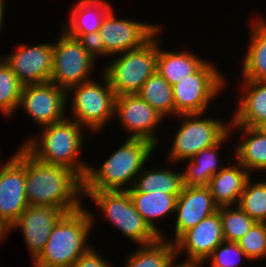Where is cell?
I'll return each mask as SVG.
<instances>
[{"instance_id":"obj_22","label":"cell","mask_w":266,"mask_h":267,"mask_svg":"<svg viewBox=\"0 0 266 267\" xmlns=\"http://www.w3.org/2000/svg\"><path fill=\"white\" fill-rule=\"evenodd\" d=\"M231 137L233 138L232 133L228 132L217 144L202 149L191 159H187L188 165L182 168L184 169L182 171L184 186H208L211 177L225 167L226 163L219 160V157H221L219 152H222L221 146L224 145V143L231 141H228Z\"/></svg>"},{"instance_id":"obj_39","label":"cell","mask_w":266,"mask_h":267,"mask_svg":"<svg viewBox=\"0 0 266 267\" xmlns=\"http://www.w3.org/2000/svg\"><path fill=\"white\" fill-rule=\"evenodd\" d=\"M9 234V228L2 222H0V244L4 242V238L8 237Z\"/></svg>"},{"instance_id":"obj_34","label":"cell","mask_w":266,"mask_h":267,"mask_svg":"<svg viewBox=\"0 0 266 267\" xmlns=\"http://www.w3.org/2000/svg\"><path fill=\"white\" fill-rule=\"evenodd\" d=\"M243 259L251 262L237 242L224 240L214 249L203 265L209 263L210 267H239L244 263Z\"/></svg>"},{"instance_id":"obj_12","label":"cell","mask_w":266,"mask_h":267,"mask_svg":"<svg viewBox=\"0 0 266 267\" xmlns=\"http://www.w3.org/2000/svg\"><path fill=\"white\" fill-rule=\"evenodd\" d=\"M112 8L105 16L99 35L103 40L106 58L134 50L148 42L161 25L117 18Z\"/></svg>"},{"instance_id":"obj_11","label":"cell","mask_w":266,"mask_h":267,"mask_svg":"<svg viewBox=\"0 0 266 267\" xmlns=\"http://www.w3.org/2000/svg\"><path fill=\"white\" fill-rule=\"evenodd\" d=\"M4 164L0 160V222L8 228L28 207L25 188V148L19 145Z\"/></svg>"},{"instance_id":"obj_3","label":"cell","mask_w":266,"mask_h":267,"mask_svg":"<svg viewBox=\"0 0 266 267\" xmlns=\"http://www.w3.org/2000/svg\"><path fill=\"white\" fill-rule=\"evenodd\" d=\"M156 148L147 140L126 138L101 166L88 165L83 193L129 190Z\"/></svg>"},{"instance_id":"obj_6","label":"cell","mask_w":266,"mask_h":267,"mask_svg":"<svg viewBox=\"0 0 266 267\" xmlns=\"http://www.w3.org/2000/svg\"><path fill=\"white\" fill-rule=\"evenodd\" d=\"M157 57L158 32L143 46L118 54L114 59L111 57L102 72L116 96L137 94L147 79L156 72Z\"/></svg>"},{"instance_id":"obj_4","label":"cell","mask_w":266,"mask_h":267,"mask_svg":"<svg viewBox=\"0 0 266 267\" xmlns=\"http://www.w3.org/2000/svg\"><path fill=\"white\" fill-rule=\"evenodd\" d=\"M97 213L85 205L65 213L51 230L42 252L32 262L33 267H72L80 256L93 247L92 242L88 243V238L98 222Z\"/></svg>"},{"instance_id":"obj_25","label":"cell","mask_w":266,"mask_h":267,"mask_svg":"<svg viewBox=\"0 0 266 267\" xmlns=\"http://www.w3.org/2000/svg\"><path fill=\"white\" fill-rule=\"evenodd\" d=\"M129 195L144 221L155 233L162 237L165 232L158 227L157 223L163 219L166 221L167 216L170 217L175 214L176 200L179 194H165L160 191L129 192Z\"/></svg>"},{"instance_id":"obj_19","label":"cell","mask_w":266,"mask_h":267,"mask_svg":"<svg viewBox=\"0 0 266 267\" xmlns=\"http://www.w3.org/2000/svg\"><path fill=\"white\" fill-rule=\"evenodd\" d=\"M241 95L236 100L232 121L236 125L263 128L266 126V81L243 80Z\"/></svg>"},{"instance_id":"obj_23","label":"cell","mask_w":266,"mask_h":267,"mask_svg":"<svg viewBox=\"0 0 266 267\" xmlns=\"http://www.w3.org/2000/svg\"><path fill=\"white\" fill-rule=\"evenodd\" d=\"M158 31V57L157 68L158 72L171 86L180 82L182 79L194 74L207 60L196 55L194 52L184 50H162L160 41V32Z\"/></svg>"},{"instance_id":"obj_16","label":"cell","mask_w":266,"mask_h":267,"mask_svg":"<svg viewBox=\"0 0 266 267\" xmlns=\"http://www.w3.org/2000/svg\"><path fill=\"white\" fill-rule=\"evenodd\" d=\"M64 214L60 208L49 205H28L9 227V233L16 229H20L23 233L31 262L42 252L51 230Z\"/></svg>"},{"instance_id":"obj_8","label":"cell","mask_w":266,"mask_h":267,"mask_svg":"<svg viewBox=\"0 0 266 267\" xmlns=\"http://www.w3.org/2000/svg\"><path fill=\"white\" fill-rule=\"evenodd\" d=\"M83 197L90 199L101 215H105V222L108 220L133 244L148 245L160 238L136 210L128 191H91L83 193Z\"/></svg>"},{"instance_id":"obj_38","label":"cell","mask_w":266,"mask_h":267,"mask_svg":"<svg viewBox=\"0 0 266 267\" xmlns=\"http://www.w3.org/2000/svg\"><path fill=\"white\" fill-rule=\"evenodd\" d=\"M5 0H0V32L3 30L4 21H5V11L7 10L5 7ZM1 35V34H0Z\"/></svg>"},{"instance_id":"obj_2","label":"cell","mask_w":266,"mask_h":267,"mask_svg":"<svg viewBox=\"0 0 266 267\" xmlns=\"http://www.w3.org/2000/svg\"><path fill=\"white\" fill-rule=\"evenodd\" d=\"M84 131L87 130L66 117L42 127L40 133L23 141L22 146L38 161L69 168L83 180L89 165L79 157L85 143Z\"/></svg>"},{"instance_id":"obj_33","label":"cell","mask_w":266,"mask_h":267,"mask_svg":"<svg viewBox=\"0 0 266 267\" xmlns=\"http://www.w3.org/2000/svg\"><path fill=\"white\" fill-rule=\"evenodd\" d=\"M250 261L266 259V223H255L237 242Z\"/></svg>"},{"instance_id":"obj_14","label":"cell","mask_w":266,"mask_h":267,"mask_svg":"<svg viewBox=\"0 0 266 267\" xmlns=\"http://www.w3.org/2000/svg\"><path fill=\"white\" fill-rule=\"evenodd\" d=\"M127 138L147 140L158 146L157 129L165 119L138 94L118 95L115 99V115ZM158 138V139H157Z\"/></svg>"},{"instance_id":"obj_10","label":"cell","mask_w":266,"mask_h":267,"mask_svg":"<svg viewBox=\"0 0 266 267\" xmlns=\"http://www.w3.org/2000/svg\"><path fill=\"white\" fill-rule=\"evenodd\" d=\"M59 36L58 40L53 42L50 82L67 92L70 88L95 78L92 72L96 61L76 38L68 36L63 30Z\"/></svg>"},{"instance_id":"obj_31","label":"cell","mask_w":266,"mask_h":267,"mask_svg":"<svg viewBox=\"0 0 266 267\" xmlns=\"http://www.w3.org/2000/svg\"><path fill=\"white\" fill-rule=\"evenodd\" d=\"M255 181V182H254ZM238 206L257 223H266V178L263 181L249 179Z\"/></svg>"},{"instance_id":"obj_24","label":"cell","mask_w":266,"mask_h":267,"mask_svg":"<svg viewBox=\"0 0 266 267\" xmlns=\"http://www.w3.org/2000/svg\"><path fill=\"white\" fill-rule=\"evenodd\" d=\"M249 27L250 41L242 61V80L266 81V19L255 16Z\"/></svg>"},{"instance_id":"obj_13","label":"cell","mask_w":266,"mask_h":267,"mask_svg":"<svg viewBox=\"0 0 266 267\" xmlns=\"http://www.w3.org/2000/svg\"><path fill=\"white\" fill-rule=\"evenodd\" d=\"M18 108L41 128L48 126L67 117L66 91L50 81L25 85Z\"/></svg>"},{"instance_id":"obj_18","label":"cell","mask_w":266,"mask_h":267,"mask_svg":"<svg viewBox=\"0 0 266 267\" xmlns=\"http://www.w3.org/2000/svg\"><path fill=\"white\" fill-rule=\"evenodd\" d=\"M207 186H184L176 200L173 233L161 238L174 243L185 231L196 226L201 220L218 211Z\"/></svg>"},{"instance_id":"obj_7","label":"cell","mask_w":266,"mask_h":267,"mask_svg":"<svg viewBox=\"0 0 266 267\" xmlns=\"http://www.w3.org/2000/svg\"><path fill=\"white\" fill-rule=\"evenodd\" d=\"M205 116L206 112L178 115L181 123L172 135L167 165L187 162L202 149L217 144L229 132L231 118L224 122L215 116Z\"/></svg>"},{"instance_id":"obj_28","label":"cell","mask_w":266,"mask_h":267,"mask_svg":"<svg viewBox=\"0 0 266 267\" xmlns=\"http://www.w3.org/2000/svg\"><path fill=\"white\" fill-rule=\"evenodd\" d=\"M128 254L124 267H170L177 259L174 243L161 237L154 243L138 245Z\"/></svg>"},{"instance_id":"obj_5","label":"cell","mask_w":266,"mask_h":267,"mask_svg":"<svg viewBox=\"0 0 266 267\" xmlns=\"http://www.w3.org/2000/svg\"><path fill=\"white\" fill-rule=\"evenodd\" d=\"M100 77V82L93 78L66 92L67 111L71 109L67 117L88 130V133H100L114 120L116 94L103 72Z\"/></svg>"},{"instance_id":"obj_9","label":"cell","mask_w":266,"mask_h":267,"mask_svg":"<svg viewBox=\"0 0 266 267\" xmlns=\"http://www.w3.org/2000/svg\"><path fill=\"white\" fill-rule=\"evenodd\" d=\"M216 66L208 59L194 74L172 86L174 116L207 113L210 103L227 85L225 74Z\"/></svg>"},{"instance_id":"obj_29","label":"cell","mask_w":266,"mask_h":267,"mask_svg":"<svg viewBox=\"0 0 266 267\" xmlns=\"http://www.w3.org/2000/svg\"><path fill=\"white\" fill-rule=\"evenodd\" d=\"M137 94L165 119L168 115L174 118L172 86L158 72L147 79Z\"/></svg>"},{"instance_id":"obj_37","label":"cell","mask_w":266,"mask_h":267,"mask_svg":"<svg viewBox=\"0 0 266 267\" xmlns=\"http://www.w3.org/2000/svg\"><path fill=\"white\" fill-rule=\"evenodd\" d=\"M178 263L177 259L174 261V263L170 267H203L202 263L197 262H190V261H184Z\"/></svg>"},{"instance_id":"obj_1","label":"cell","mask_w":266,"mask_h":267,"mask_svg":"<svg viewBox=\"0 0 266 267\" xmlns=\"http://www.w3.org/2000/svg\"><path fill=\"white\" fill-rule=\"evenodd\" d=\"M28 205H49L65 213L84 205L83 180L71 169L38 161L25 149Z\"/></svg>"},{"instance_id":"obj_20","label":"cell","mask_w":266,"mask_h":267,"mask_svg":"<svg viewBox=\"0 0 266 267\" xmlns=\"http://www.w3.org/2000/svg\"><path fill=\"white\" fill-rule=\"evenodd\" d=\"M232 130L238 134L240 133L243 139L242 142L238 141L234 143L233 157L249 171L252 176H254V171L256 173L257 171H260V173L266 172L265 129L236 125L230 119L229 132L233 134L234 132Z\"/></svg>"},{"instance_id":"obj_36","label":"cell","mask_w":266,"mask_h":267,"mask_svg":"<svg viewBox=\"0 0 266 267\" xmlns=\"http://www.w3.org/2000/svg\"><path fill=\"white\" fill-rule=\"evenodd\" d=\"M93 246L84 255L80 256L72 267H113L114 265ZM107 260V261H106Z\"/></svg>"},{"instance_id":"obj_21","label":"cell","mask_w":266,"mask_h":267,"mask_svg":"<svg viewBox=\"0 0 266 267\" xmlns=\"http://www.w3.org/2000/svg\"><path fill=\"white\" fill-rule=\"evenodd\" d=\"M228 161V165L211 177L208 189L218 207L238 205L240 196L247 181L252 177L236 159Z\"/></svg>"},{"instance_id":"obj_17","label":"cell","mask_w":266,"mask_h":267,"mask_svg":"<svg viewBox=\"0 0 266 267\" xmlns=\"http://www.w3.org/2000/svg\"><path fill=\"white\" fill-rule=\"evenodd\" d=\"M223 241L222 222L218 208L217 212L185 231L174 242V245L177 258L186 253L184 261L203 264L213 253L214 249Z\"/></svg>"},{"instance_id":"obj_27","label":"cell","mask_w":266,"mask_h":267,"mask_svg":"<svg viewBox=\"0 0 266 267\" xmlns=\"http://www.w3.org/2000/svg\"><path fill=\"white\" fill-rule=\"evenodd\" d=\"M158 167V168H157ZM144 168L136 176L133 186L128 192H163L165 194H180L183 187L182 171L162 168L161 166Z\"/></svg>"},{"instance_id":"obj_15","label":"cell","mask_w":266,"mask_h":267,"mask_svg":"<svg viewBox=\"0 0 266 267\" xmlns=\"http://www.w3.org/2000/svg\"><path fill=\"white\" fill-rule=\"evenodd\" d=\"M19 46V47H18ZM15 51L3 56L19 82L25 85L50 81L53 69V43L19 44Z\"/></svg>"},{"instance_id":"obj_35","label":"cell","mask_w":266,"mask_h":267,"mask_svg":"<svg viewBox=\"0 0 266 267\" xmlns=\"http://www.w3.org/2000/svg\"><path fill=\"white\" fill-rule=\"evenodd\" d=\"M67 35L76 38L93 60L97 61L101 57L104 58V56L106 58V50L99 32Z\"/></svg>"},{"instance_id":"obj_30","label":"cell","mask_w":266,"mask_h":267,"mask_svg":"<svg viewBox=\"0 0 266 267\" xmlns=\"http://www.w3.org/2000/svg\"><path fill=\"white\" fill-rule=\"evenodd\" d=\"M0 59V112L11 117L18 110L23 85L5 60Z\"/></svg>"},{"instance_id":"obj_32","label":"cell","mask_w":266,"mask_h":267,"mask_svg":"<svg viewBox=\"0 0 266 267\" xmlns=\"http://www.w3.org/2000/svg\"><path fill=\"white\" fill-rule=\"evenodd\" d=\"M225 241L238 242L256 223L238 205L219 207Z\"/></svg>"},{"instance_id":"obj_26","label":"cell","mask_w":266,"mask_h":267,"mask_svg":"<svg viewBox=\"0 0 266 267\" xmlns=\"http://www.w3.org/2000/svg\"><path fill=\"white\" fill-rule=\"evenodd\" d=\"M70 11L69 21L61 25L66 34H86L100 30L106 14L113 8L105 0H78Z\"/></svg>"}]
</instances>
